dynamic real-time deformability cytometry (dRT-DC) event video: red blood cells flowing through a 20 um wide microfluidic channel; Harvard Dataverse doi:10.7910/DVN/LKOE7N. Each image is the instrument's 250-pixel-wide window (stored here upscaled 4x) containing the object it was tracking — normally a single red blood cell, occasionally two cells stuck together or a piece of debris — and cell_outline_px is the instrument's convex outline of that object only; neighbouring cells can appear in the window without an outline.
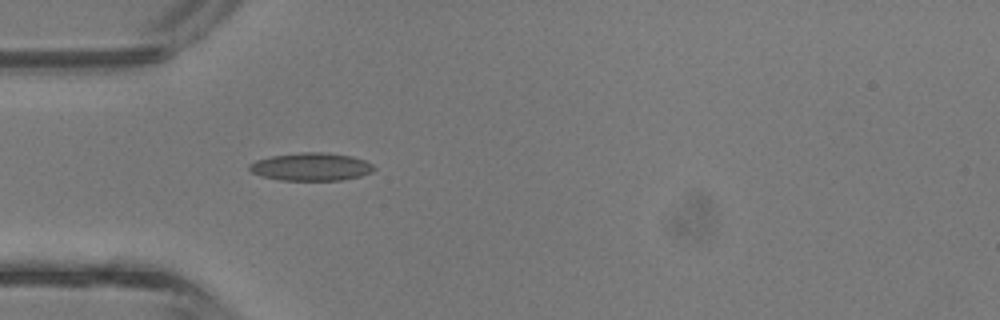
{"species": "common noctule bat (a hibernating species)", "species_latin": "Nyctalus noctula", "temperature_condition": "room temperature", "stored_images_in_passage": 31, "camera_frame_rate_fps": 3000, "um_per_image_px": 0.085, "animal": {"sex": "male", "body_mass_g": 13.3}, "frame": {"image": 1, "passage_image": 1, "time_ms": 0.0, "image_size_px": [1000, 320], "cell_outline_px": [[376, 168], [372, 172], [360, 176], [340, 180], [280, 180], [260, 176], [252, 172], [248, 168], [248, 164], [256, 160], [272, 156], [300, 152], [328, 152], [352, 156], [364, 160], [372, 164]], "centroid_in_image_um": [26.44, 14.17], "position_along_channel_um": 58.6, "area_um2": 20.35}}
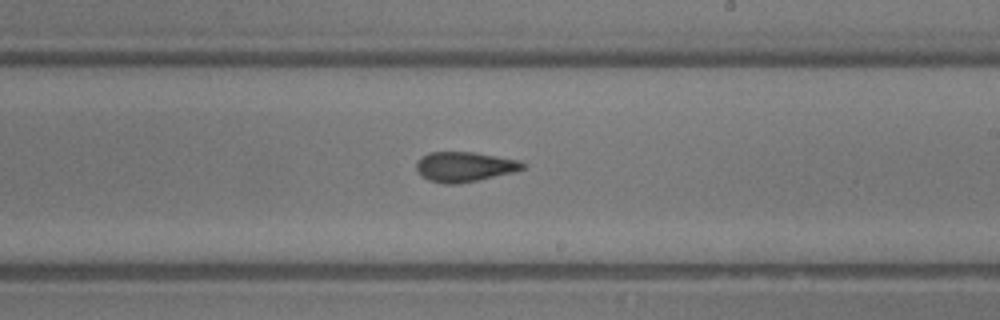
{"frame": {"image": 2, "passage_image": 13, "time_ms": 4.0, "image_size_px": [1000, 320], "cell_outline_px": [[528, 164], [524, 168], [516, 172], [476, 180], [452, 184], [444, 184], [428, 180], [416, 168], [416, 160], [420, 156], [428, 152], [476, 152], [520, 160]], "centroid_in_image_um": [39.51, 14.15], "position_along_channel_um": 249.5, "area_um2": 18.67}}
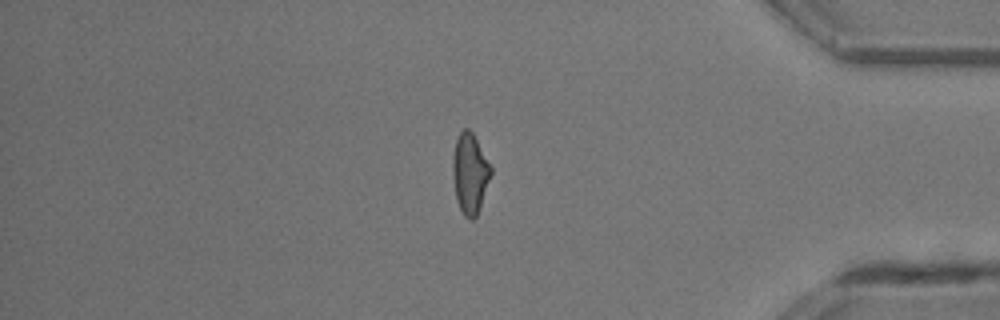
{"frame": {"image": 3, "passage_image": 24, "time_ms": 7.667, "image_size_px": [1000, 320], "cell_outline_px": [[492, 172], [480, 208], [476, 216], [472, 220], [468, 220], [464, 216], [456, 200], [452, 168], [452, 156], [456, 140], [460, 132], [464, 128], [468, 128], [472, 132], [492, 168]], "centroid_in_image_um": [39.94, 14.76], "position_along_channel_um": 395.3, "area_um2": 17.8}, "authors_computed_cell_mechanics": {"area_um2": 18.0914, "velocity_mm_per_s": 4.8367, "shape_relaxation_time_tau1_ms": 5.8297, "shape_relaxation_time_tau2_ms": 2.01, "deformation_change_tau1": 0.1842, "deformation_change_tau2": 0.1178}}